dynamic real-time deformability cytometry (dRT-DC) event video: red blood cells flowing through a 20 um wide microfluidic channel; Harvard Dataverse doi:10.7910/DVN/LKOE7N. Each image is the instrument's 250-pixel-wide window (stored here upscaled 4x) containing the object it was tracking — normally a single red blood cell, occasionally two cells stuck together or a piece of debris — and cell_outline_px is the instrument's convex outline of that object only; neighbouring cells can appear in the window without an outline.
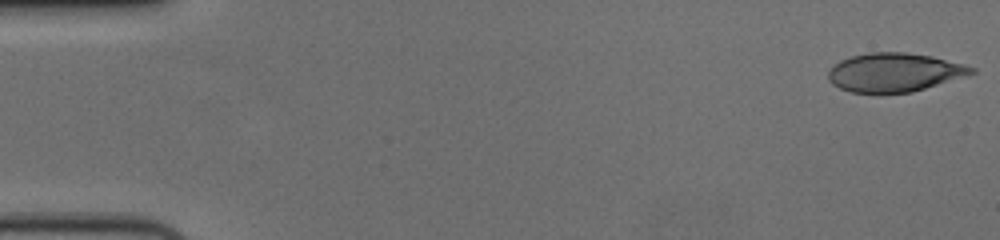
{"species": "human", "species_latin": "Homo sapiens", "temperature_condition": "cold", "stored_images_in_passage": 56, "camera_frame_rate_fps": 3000, "um_per_image_px": 0.085, "donor": {"sex": "female"}, "frame": {"image": 1, "passage_image": 1, "time_ms": 0.0, "image_size_px": [1000, 240], "cell_outline_px": [[976, 72], [968, 76], [912, 92], [876, 96], [852, 92], [840, 88], [832, 84], [828, 80], [828, 72], [832, 64], [840, 60], [852, 56], [868, 52], [904, 52], [932, 56], [964, 64], [976, 68]], "centroid_in_image_um": [76.0, 6.19], "position_along_channel_um": 9.0, "area_um2": 33.29}}
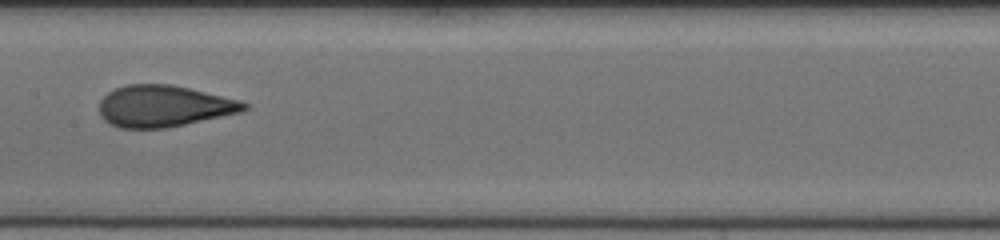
{"frame": {"image": 2, "passage_image": 29, "time_ms": 9.333, "image_size_px": [1000, 240], "cell_outline_px": [[248, 108], [240, 112], [184, 124], [164, 128], [120, 128], [104, 120], [100, 116], [100, 100], [108, 92], [116, 88], [128, 84], [172, 84], [240, 100], [248, 104]], "centroid_in_image_um": [13.9, 9.01], "position_along_channel_um": 193.5, "area_um2": 34.74}}
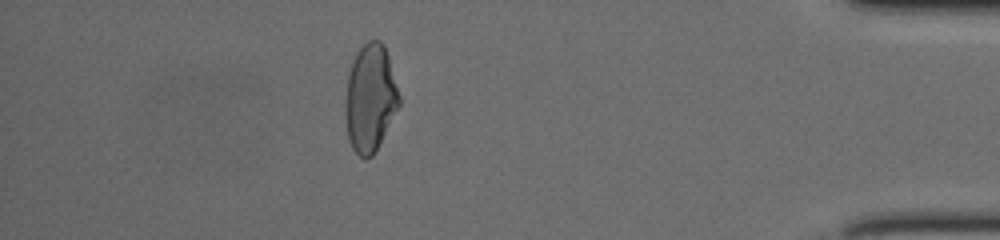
{"frame": {"image": 3, "passage_image": 50, "time_ms": 16.333, "image_size_px": [1000, 240], "cell_outline_px": [[400, 104], [372, 156], [368, 160], [364, 160], [352, 148], [348, 140], [344, 116], [344, 108], [348, 72], [352, 60], [360, 48], [368, 40], [380, 40], [384, 44], [388, 56], [400, 96]], "centroid_in_image_um": [31.44, 8.34], "position_along_channel_um": 403.8, "area_um2": 33.81}, "authors_computed_cell_mechanics": {"area_um2": 34.68, "velocity_mm_per_s": 3.6543, "shape_relaxation_time_tau1_ms": 7.2688, "shape_relaxation_time_tau2_ms": 0.9987, "deformation_change_tau1": 0.2201, "deformation_change_tau2": 0.0766}}